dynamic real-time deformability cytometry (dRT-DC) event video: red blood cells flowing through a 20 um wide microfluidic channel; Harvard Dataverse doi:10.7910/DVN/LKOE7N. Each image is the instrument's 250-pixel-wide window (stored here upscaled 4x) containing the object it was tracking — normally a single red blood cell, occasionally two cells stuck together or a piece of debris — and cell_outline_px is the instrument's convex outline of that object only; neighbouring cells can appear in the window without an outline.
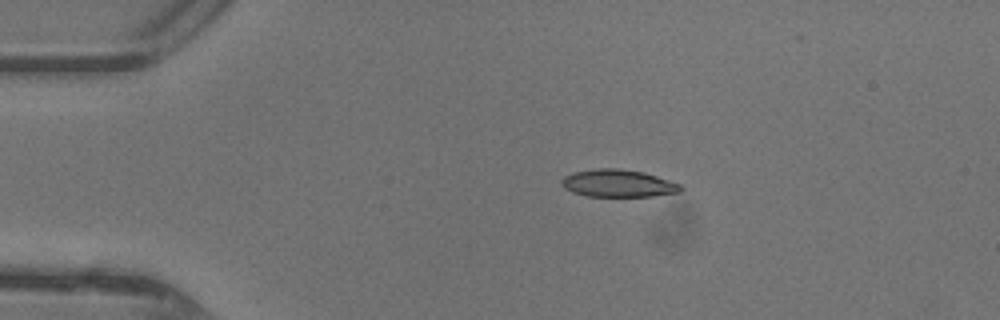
{"species": "common noctule bat (a hibernating species)", "species_latin": "Nyctalus noctula", "temperature_condition": "warm", "stored_images_in_passage": 38, "camera_frame_rate_fps": 3000, "um_per_image_px": 0.085, "animal": {"sex": "female"}, "frame": {"image": 1, "passage_image": 1, "time_ms": 0.0, "image_size_px": [1000, 320], "cell_outline_px": [[684, 188], [680, 192], [652, 196], [588, 196], [572, 192], [564, 188], [560, 184], [560, 180], [564, 176], [572, 172], [600, 168], [616, 168], [644, 172], [680, 184]], "centroid_in_image_um": [52.51, 15.58], "position_along_channel_um": 32.5, "area_um2": 19.07}}
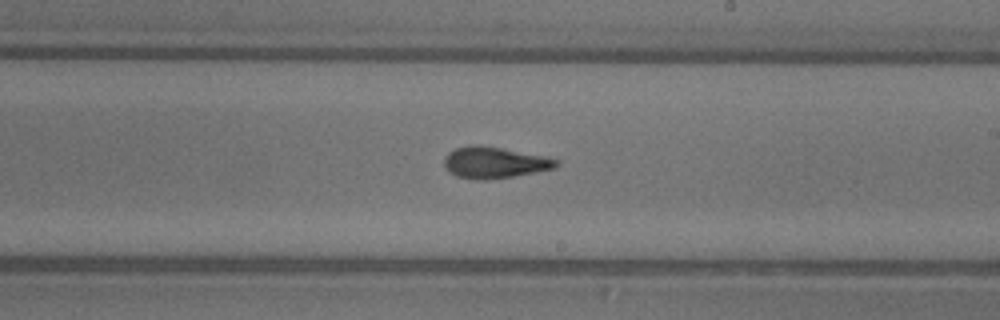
{"frame": {"image": 2, "passage_image": 19, "time_ms": 6.0, "image_size_px": [1000, 320], "cell_outline_px": [[560, 164], [556, 168], [512, 176], [488, 180], [476, 180], [456, 176], [448, 172], [444, 164], [444, 156], [448, 152], [456, 148], [476, 144], [480, 144], [544, 156], [560, 160]], "centroid_in_image_um": [42.01, 13.82], "position_along_channel_um": 247.0, "area_um2": 20.58}}
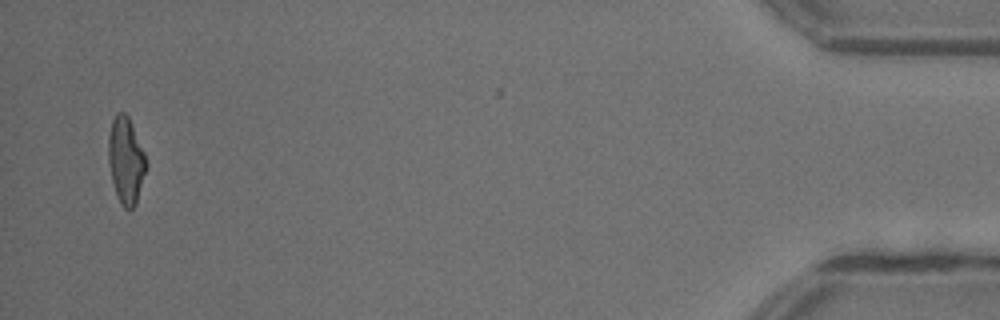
{"frame": {"image": 3, "passage_image": 37, "time_ms": 12.0, "image_size_px": [1000, 320], "cell_outline_px": [[148, 168], [136, 204], [132, 208], [124, 208], [120, 204], [112, 180], [108, 160], [108, 136], [112, 120], [116, 112], [124, 112], [128, 116], [144, 152], [148, 164]], "centroid_in_image_um": [10.71, 13.64], "position_along_channel_um": 424.5, "area_um2": 19.19}, "authors_computed_cell_mechanics": {"area_um2": 19.5075, "velocity_mm_per_s": 4.4244, "shape_relaxation_time_tau1_ms": 9.1368, "shape_relaxation_time_tau2_ms": 1.863, "deformation_change_tau1": 0.2828, "deformation_change_tau2": 0.0938}}